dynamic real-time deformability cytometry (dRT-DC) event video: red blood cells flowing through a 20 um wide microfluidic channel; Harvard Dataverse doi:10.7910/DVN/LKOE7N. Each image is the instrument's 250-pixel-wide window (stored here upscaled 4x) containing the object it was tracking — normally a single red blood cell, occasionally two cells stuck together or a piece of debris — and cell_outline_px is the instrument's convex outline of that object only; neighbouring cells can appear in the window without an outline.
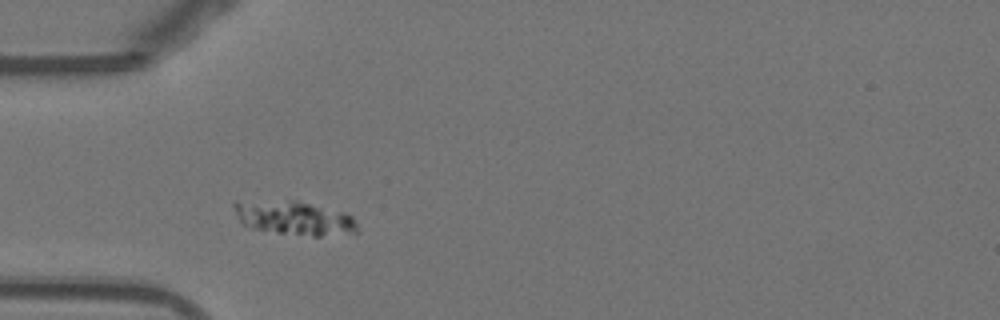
{"species": "Egyptian fruit bat (a non-hibernating species)", "species_latin": "Rousettus aegyptiacus", "temperature_condition": "warm", "stored_images_in_passage": 44, "camera_frame_rate_fps": 3000, "um_per_image_px": 0.085, "animal": {"sex": "female"}, "frame": {"image": 1, "passage_image": 7, "time_ms": 2.0, "image_size_px": [1000, 320], "cell_outline_px": [[360, 232], [356, 236], [312, 236], [276, 232], [248, 228], [240, 220], [232, 204], [236, 200], [296, 200], [340, 212], [352, 216]], "centroid_in_image_um": [25.05, 18.55], "position_along_channel_um": 60.0, "area_um2": 24.85}}
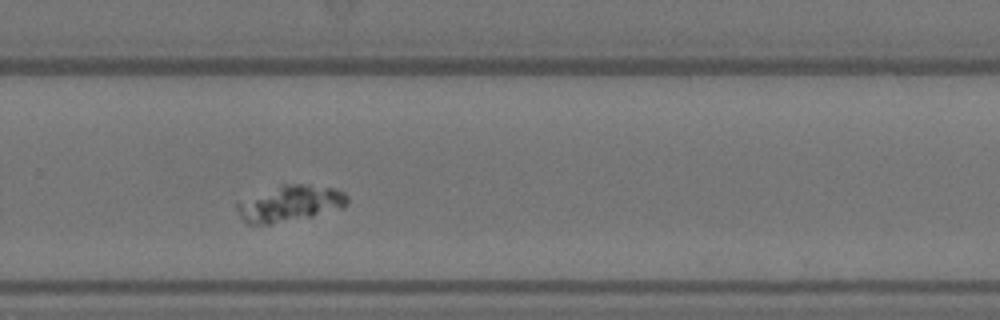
{"frame": {"image": 2, "passage_image": 27, "time_ms": 8.667, "image_size_px": [1000, 320], "cell_outline_px": [[348, 204], [344, 208], [312, 216], [272, 224], [244, 224], [236, 208], [236, 200], [284, 184], [304, 184], [336, 188], [344, 192], [348, 196]], "centroid_in_image_um": [24.63, 17.3], "position_along_channel_um": 305.2, "area_um2": 23.58}}
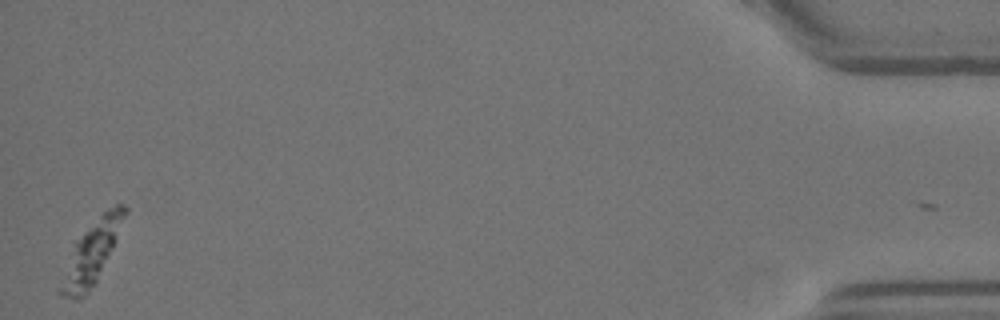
{"frame": {"image": 3, "passage_image": 44, "time_ms": 14.333, "image_size_px": [1000, 320], "cell_outline_px": [[128, 212], [96, 280], [88, 292], [84, 296], [60, 296], [56, 292], [72, 240], [104, 212], [116, 204], [124, 204], [128, 208]], "centroid_in_image_um": [7.7, 21.46], "position_along_channel_um": 427.5, "area_um2": 22.95}}